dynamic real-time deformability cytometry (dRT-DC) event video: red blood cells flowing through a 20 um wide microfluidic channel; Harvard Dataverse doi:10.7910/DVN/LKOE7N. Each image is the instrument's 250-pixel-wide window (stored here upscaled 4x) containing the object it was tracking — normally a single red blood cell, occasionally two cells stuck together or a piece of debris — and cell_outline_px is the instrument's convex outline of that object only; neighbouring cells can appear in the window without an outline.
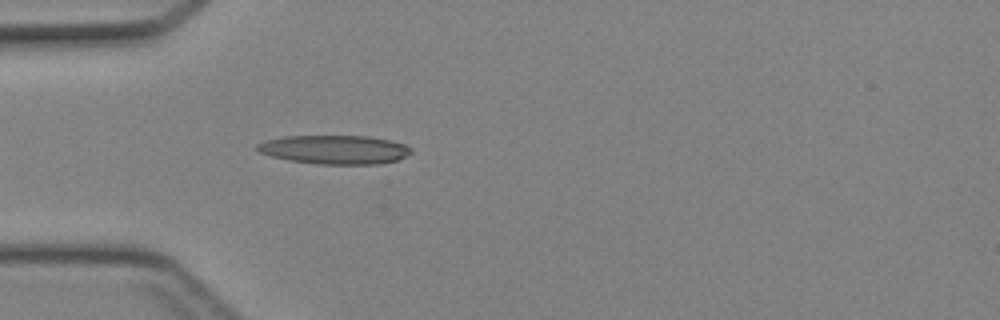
{"species": "Egyptian fruit bat (a non-hibernating species)", "species_latin": "Rousettus aegyptiacus", "temperature_condition": "cold", "stored_images_in_passage": 30, "camera_frame_rate_fps": 3000, "um_per_image_px": 0.085, "animal": {"sex": "female"}, "frame": {"image": 1, "passage_image": 3, "time_ms": 0.667, "image_size_px": [1000, 320], "cell_outline_px": [[412, 152], [396, 160], [376, 164], [316, 164], [288, 160], [272, 156], [260, 152], [256, 148], [256, 144], [268, 140], [288, 136], [368, 136], [388, 140], [404, 144], [412, 148]], "centroid_in_image_um": [28.44, 12.72], "position_along_channel_um": 56.6, "area_um2": 25.61}}
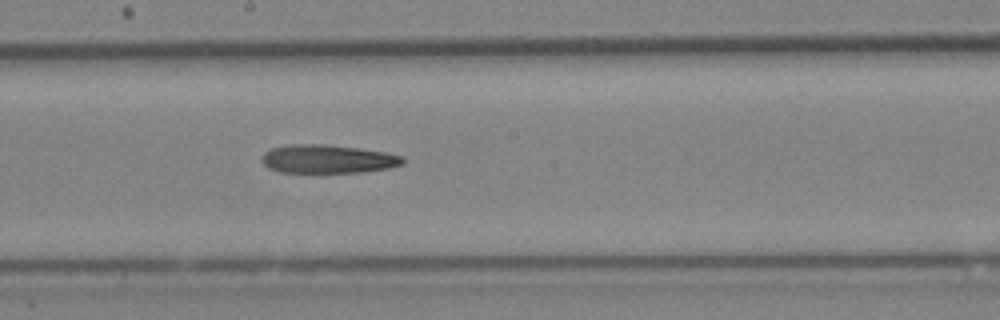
{"frame": {"image": 2, "passage_image": 14, "time_ms": 4.333, "image_size_px": [1000, 320], "cell_outline_px": [[404, 164], [388, 168], [364, 172], [280, 172], [268, 168], [260, 160], [260, 156], [264, 152], [272, 148], [292, 144], [324, 144], [356, 148], [384, 152], [404, 156]], "centroid_in_image_um": [27.83, 13.51], "position_along_channel_um": 220.4, "area_um2": 23.41}}
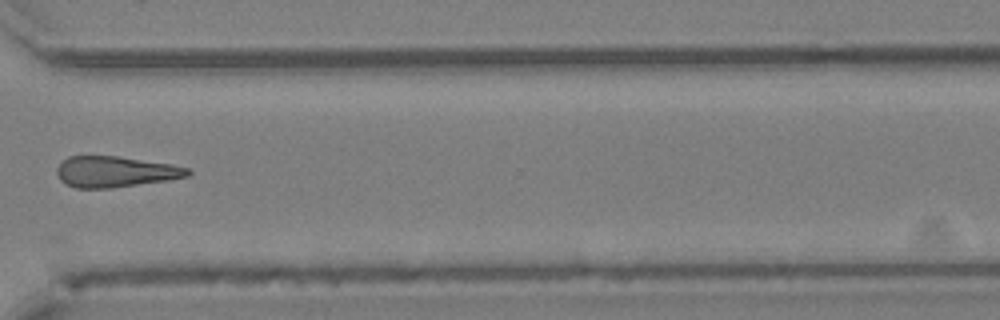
{"frame": {"image": 3, "passage_image": 23, "time_ms": 7.333, "image_size_px": [1000, 320], "cell_outline_px": [[192, 172], [188, 176], [168, 180], [112, 188], [76, 188], [64, 184], [60, 180], [56, 172], [56, 168], [68, 156], [116, 156], [172, 164], [188, 168]], "centroid_in_image_um": [9.78, 14.6], "position_along_channel_um": 360.8, "area_um2": 23.58}}